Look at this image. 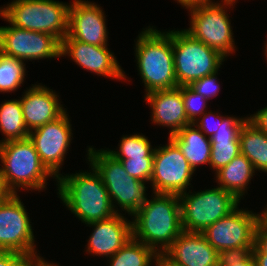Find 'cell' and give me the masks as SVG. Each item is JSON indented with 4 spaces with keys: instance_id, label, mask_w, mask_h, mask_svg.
I'll list each match as a JSON object with an SVG mask.
<instances>
[{
    "instance_id": "6da1fadb",
    "label": "cell",
    "mask_w": 267,
    "mask_h": 266,
    "mask_svg": "<svg viewBox=\"0 0 267 266\" xmlns=\"http://www.w3.org/2000/svg\"><path fill=\"white\" fill-rule=\"evenodd\" d=\"M153 194L155 197L147 199L132 215V237L163 254L183 231L180 198L176 194Z\"/></svg>"
},
{
    "instance_id": "7a4b0ae2",
    "label": "cell",
    "mask_w": 267,
    "mask_h": 266,
    "mask_svg": "<svg viewBox=\"0 0 267 266\" xmlns=\"http://www.w3.org/2000/svg\"><path fill=\"white\" fill-rule=\"evenodd\" d=\"M91 168V172L61 174L56 179L60 199L85 224L108 219L117 213L100 174Z\"/></svg>"
},
{
    "instance_id": "3957f363",
    "label": "cell",
    "mask_w": 267,
    "mask_h": 266,
    "mask_svg": "<svg viewBox=\"0 0 267 266\" xmlns=\"http://www.w3.org/2000/svg\"><path fill=\"white\" fill-rule=\"evenodd\" d=\"M169 31V32H168ZM148 27L136 39L135 54L145 92L178 87L172 49V30Z\"/></svg>"
},
{
    "instance_id": "277c9868",
    "label": "cell",
    "mask_w": 267,
    "mask_h": 266,
    "mask_svg": "<svg viewBox=\"0 0 267 266\" xmlns=\"http://www.w3.org/2000/svg\"><path fill=\"white\" fill-rule=\"evenodd\" d=\"M0 159V182L9 194H17L20 188L40 191L46 188L48 176L57 179L41 162L29 138L0 143Z\"/></svg>"
},
{
    "instance_id": "5b68a950",
    "label": "cell",
    "mask_w": 267,
    "mask_h": 266,
    "mask_svg": "<svg viewBox=\"0 0 267 266\" xmlns=\"http://www.w3.org/2000/svg\"><path fill=\"white\" fill-rule=\"evenodd\" d=\"M69 4L55 0H14L2 18L18 28L48 33L60 42L68 35Z\"/></svg>"
},
{
    "instance_id": "8992f818",
    "label": "cell",
    "mask_w": 267,
    "mask_h": 266,
    "mask_svg": "<svg viewBox=\"0 0 267 266\" xmlns=\"http://www.w3.org/2000/svg\"><path fill=\"white\" fill-rule=\"evenodd\" d=\"M90 166L100 174L114 210L116 203L131 216L147 202L145 182L129 176L122 163L110 155L107 150L88 148ZM115 205V206H114Z\"/></svg>"
},
{
    "instance_id": "52a82bcc",
    "label": "cell",
    "mask_w": 267,
    "mask_h": 266,
    "mask_svg": "<svg viewBox=\"0 0 267 266\" xmlns=\"http://www.w3.org/2000/svg\"><path fill=\"white\" fill-rule=\"evenodd\" d=\"M172 49L178 86H188L217 72L225 61V57L195 39L185 29L172 30Z\"/></svg>"
},
{
    "instance_id": "ba28073f",
    "label": "cell",
    "mask_w": 267,
    "mask_h": 266,
    "mask_svg": "<svg viewBox=\"0 0 267 266\" xmlns=\"http://www.w3.org/2000/svg\"><path fill=\"white\" fill-rule=\"evenodd\" d=\"M179 198L183 231L198 233L229 215L240 203L233 194L220 186L195 194L191 191L183 192Z\"/></svg>"
},
{
    "instance_id": "9c48e42d",
    "label": "cell",
    "mask_w": 267,
    "mask_h": 266,
    "mask_svg": "<svg viewBox=\"0 0 267 266\" xmlns=\"http://www.w3.org/2000/svg\"><path fill=\"white\" fill-rule=\"evenodd\" d=\"M221 2L222 4L211 2L190 8V28L185 30L226 58L235 52V42L229 15L225 8L229 5L233 6L236 0H222Z\"/></svg>"
},
{
    "instance_id": "30bf717a",
    "label": "cell",
    "mask_w": 267,
    "mask_h": 266,
    "mask_svg": "<svg viewBox=\"0 0 267 266\" xmlns=\"http://www.w3.org/2000/svg\"><path fill=\"white\" fill-rule=\"evenodd\" d=\"M30 223L20 197L8 194L0 203V251L38 257Z\"/></svg>"
},
{
    "instance_id": "8fae6325",
    "label": "cell",
    "mask_w": 267,
    "mask_h": 266,
    "mask_svg": "<svg viewBox=\"0 0 267 266\" xmlns=\"http://www.w3.org/2000/svg\"><path fill=\"white\" fill-rule=\"evenodd\" d=\"M168 140L165 146L154 148L150 182L154 193L181 195L191 185L195 171L178 146L170 138Z\"/></svg>"
},
{
    "instance_id": "7c38bea8",
    "label": "cell",
    "mask_w": 267,
    "mask_h": 266,
    "mask_svg": "<svg viewBox=\"0 0 267 266\" xmlns=\"http://www.w3.org/2000/svg\"><path fill=\"white\" fill-rule=\"evenodd\" d=\"M262 213L239 209L220 218L202 233L218 252L234 248L254 247L255 231Z\"/></svg>"
},
{
    "instance_id": "4fadbf2b",
    "label": "cell",
    "mask_w": 267,
    "mask_h": 266,
    "mask_svg": "<svg viewBox=\"0 0 267 266\" xmlns=\"http://www.w3.org/2000/svg\"><path fill=\"white\" fill-rule=\"evenodd\" d=\"M0 52L21 61L61 56V42L54 36L10 26L0 27Z\"/></svg>"
},
{
    "instance_id": "5bb4252c",
    "label": "cell",
    "mask_w": 267,
    "mask_h": 266,
    "mask_svg": "<svg viewBox=\"0 0 267 266\" xmlns=\"http://www.w3.org/2000/svg\"><path fill=\"white\" fill-rule=\"evenodd\" d=\"M67 111L58 119L29 132V140L33 143L41 162L58 178L59 170L71 142L72 128Z\"/></svg>"
},
{
    "instance_id": "9a60e30c",
    "label": "cell",
    "mask_w": 267,
    "mask_h": 266,
    "mask_svg": "<svg viewBox=\"0 0 267 266\" xmlns=\"http://www.w3.org/2000/svg\"><path fill=\"white\" fill-rule=\"evenodd\" d=\"M88 0H74L69 6L68 35L81 42L107 46L108 32L103 10Z\"/></svg>"
},
{
    "instance_id": "2e32d148",
    "label": "cell",
    "mask_w": 267,
    "mask_h": 266,
    "mask_svg": "<svg viewBox=\"0 0 267 266\" xmlns=\"http://www.w3.org/2000/svg\"><path fill=\"white\" fill-rule=\"evenodd\" d=\"M70 56L78 66L91 73L126 80L124 71L107 46L90 45L67 35L61 42V56Z\"/></svg>"
},
{
    "instance_id": "e0dca14e",
    "label": "cell",
    "mask_w": 267,
    "mask_h": 266,
    "mask_svg": "<svg viewBox=\"0 0 267 266\" xmlns=\"http://www.w3.org/2000/svg\"><path fill=\"white\" fill-rule=\"evenodd\" d=\"M163 255L177 266H218V251L203 233L182 231Z\"/></svg>"
},
{
    "instance_id": "ac0fdd59",
    "label": "cell",
    "mask_w": 267,
    "mask_h": 266,
    "mask_svg": "<svg viewBox=\"0 0 267 266\" xmlns=\"http://www.w3.org/2000/svg\"><path fill=\"white\" fill-rule=\"evenodd\" d=\"M87 226L94 229L86 251L96 256L111 257L132 238V222L121 213L105 220L88 223Z\"/></svg>"
},
{
    "instance_id": "d6986e66",
    "label": "cell",
    "mask_w": 267,
    "mask_h": 266,
    "mask_svg": "<svg viewBox=\"0 0 267 266\" xmlns=\"http://www.w3.org/2000/svg\"><path fill=\"white\" fill-rule=\"evenodd\" d=\"M20 98L25 124L29 131L61 117L66 110L52 89L32 85Z\"/></svg>"
},
{
    "instance_id": "ffe728a7",
    "label": "cell",
    "mask_w": 267,
    "mask_h": 266,
    "mask_svg": "<svg viewBox=\"0 0 267 266\" xmlns=\"http://www.w3.org/2000/svg\"><path fill=\"white\" fill-rule=\"evenodd\" d=\"M144 97L152 109V123L170 128L169 137L191 124L185 113L181 86L152 91Z\"/></svg>"
},
{
    "instance_id": "44dd1931",
    "label": "cell",
    "mask_w": 267,
    "mask_h": 266,
    "mask_svg": "<svg viewBox=\"0 0 267 266\" xmlns=\"http://www.w3.org/2000/svg\"><path fill=\"white\" fill-rule=\"evenodd\" d=\"M247 120L248 117L225 116L222 122H219L217 132L210 139V166L214 171L217 172L240 154L239 133Z\"/></svg>"
},
{
    "instance_id": "7402d4cb",
    "label": "cell",
    "mask_w": 267,
    "mask_h": 266,
    "mask_svg": "<svg viewBox=\"0 0 267 266\" xmlns=\"http://www.w3.org/2000/svg\"><path fill=\"white\" fill-rule=\"evenodd\" d=\"M169 138L178 146L194 171L200 164L210 165L211 140L193 123L186 125Z\"/></svg>"
},
{
    "instance_id": "603a6c76",
    "label": "cell",
    "mask_w": 267,
    "mask_h": 266,
    "mask_svg": "<svg viewBox=\"0 0 267 266\" xmlns=\"http://www.w3.org/2000/svg\"><path fill=\"white\" fill-rule=\"evenodd\" d=\"M254 173L253 164L240 153L229 164L218 170L215 175L221 188L241 200Z\"/></svg>"
},
{
    "instance_id": "cb8c5ba5",
    "label": "cell",
    "mask_w": 267,
    "mask_h": 266,
    "mask_svg": "<svg viewBox=\"0 0 267 266\" xmlns=\"http://www.w3.org/2000/svg\"><path fill=\"white\" fill-rule=\"evenodd\" d=\"M240 153L252 164L254 169L267 172V134L247 120L239 133Z\"/></svg>"
},
{
    "instance_id": "d4e9b609",
    "label": "cell",
    "mask_w": 267,
    "mask_h": 266,
    "mask_svg": "<svg viewBox=\"0 0 267 266\" xmlns=\"http://www.w3.org/2000/svg\"><path fill=\"white\" fill-rule=\"evenodd\" d=\"M0 130L5 136L0 143L28 138L30 131L24 121L20 99L8 100L0 105Z\"/></svg>"
},
{
    "instance_id": "484cf974",
    "label": "cell",
    "mask_w": 267,
    "mask_h": 266,
    "mask_svg": "<svg viewBox=\"0 0 267 266\" xmlns=\"http://www.w3.org/2000/svg\"><path fill=\"white\" fill-rule=\"evenodd\" d=\"M157 255L152 248L132 237L109 257V266H150Z\"/></svg>"
},
{
    "instance_id": "4316f807",
    "label": "cell",
    "mask_w": 267,
    "mask_h": 266,
    "mask_svg": "<svg viewBox=\"0 0 267 266\" xmlns=\"http://www.w3.org/2000/svg\"><path fill=\"white\" fill-rule=\"evenodd\" d=\"M25 71L24 61L0 52V92H12L20 88L26 76Z\"/></svg>"
},
{
    "instance_id": "83f0119b",
    "label": "cell",
    "mask_w": 267,
    "mask_h": 266,
    "mask_svg": "<svg viewBox=\"0 0 267 266\" xmlns=\"http://www.w3.org/2000/svg\"><path fill=\"white\" fill-rule=\"evenodd\" d=\"M119 151L109 150L107 152L115 159H131V157H154V149L144 135L134 134L123 136L118 147Z\"/></svg>"
},
{
    "instance_id": "f1b7e54d",
    "label": "cell",
    "mask_w": 267,
    "mask_h": 266,
    "mask_svg": "<svg viewBox=\"0 0 267 266\" xmlns=\"http://www.w3.org/2000/svg\"><path fill=\"white\" fill-rule=\"evenodd\" d=\"M153 159L154 157H131V159L116 160L122 163L129 176L143 182H148L153 173Z\"/></svg>"
},
{
    "instance_id": "f546056e",
    "label": "cell",
    "mask_w": 267,
    "mask_h": 266,
    "mask_svg": "<svg viewBox=\"0 0 267 266\" xmlns=\"http://www.w3.org/2000/svg\"><path fill=\"white\" fill-rule=\"evenodd\" d=\"M253 247L234 248L218 252V266H256Z\"/></svg>"
},
{
    "instance_id": "4dcf8cb0",
    "label": "cell",
    "mask_w": 267,
    "mask_h": 266,
    "mask_svg": "<svg viewBox=\"0 0 267 266\" xmlns=\"http://www.w3.org/2000/svg\"><path fill=\"white\" fill-rule=\"evenodd\" d=\"M181 94L186 116L191 123H194L199 116L206 112L205 108L208 100L196 93L189 85L181 86Z\"/></svg>"
},
{
    "instance_id": "1f68e13d",
    "label": "cell",
    "mask_w": 267,
    "mask_h": 266,
    "mask_svg": "<svg viewBox=\"0 0 267 266\" xmlns=\"http://www.w3.org/2000/svg\"><path fill=\"white\" fill-rule=\"evenodd\" d=\"M216 74H218V71L192 82L189 86L207 100L216 97L220 90Z\"/></svg>"
},
{
    "instance_id": "d6a6232c",
    "label": "cell",
    "mask_w": 267,
    "mask_h": 266,
    "mask_svg": "<svg viewBox=\"0 0 267 266\" xmlns=\"http://www.w3.org/2000/svg\"><path fill=\"white\" fill-rule=\"evenodd\" d=\"M218 112L215 114L213 112L204 113L201 117L197 118V120L193 123L206 137L207 134L209 135L208 138H212V136L217 132V129L219 128V122H222L224 116L221 114H218ZM210 116L215 118L217 121L214 124H211V122H208ZM201 119V120H200ZM212 120V118H211ZM214 120V119H213ZM199 123V124H198Z\"/></svg>"
},
{
    "instance_id": "836d02e7",
    "label": "cell",
    "mask_w": 267,
    "mask_h": 266,
    "mask_svg": "<svg viewBox=\"0 0 267 266\" xmlns=\"http://www.w3.org/2000/svg\"><path fill=\"white\" fill-rule=\"evenodd\" d=\"M252 254H267V222L263 218L256 227Z\"/></svg>"
},
{
    "instance_id": "e575fe53",
    "label": "cell",
    "mask_w": 267,
    "mask_h": 266,
    "mask_svg": "<svg viewBox=\"0 0 267 266\" xmlns=\"http://www.w3.org/2000/svg\"><path fill=\"white\" fill-rule=\"evenodd\" d=\"M31 258L17 252L0 251V266H27Z\"/></svg>"
},
{
    "instance_id": "d590c367",
    "label": "cell",
    "mask_w": 267,
    "mask_h": 266,
    "mask_svg": "<svg viewBox=\"0 0 267 266\" xmlns=\"http://www.w3.org/2000/svg\"><path fill=\"white\" fill-rule=\"evenodd\" d=\"M248 120L252 122L259 130L267 134V106L260 109L257 113L250 115Z\"/></svg>"
},
{
    "instance_id": "8d00e7d4",
    "label": "cell",
    "mask_w": 267,
    "mask_h": 266,
    "mask_svg": "<svg viewBox=\"0 0 267 266\" xmlns=\"http://www.w3.org/2000/svg\"><path fill=\"white\" fill-rule=\"evenodd\" d=\"M176 1H178L183 7H186V9H190L192 7L212 2V0H176Z\"/></svg>"
},
{
    "instance_id": "74e56055",
    "label": "cell",
    "mask_w": 267,
    "mask_h": 266,
    "mask_svg": "<svg viewBox=\"0 0 267 266\" xmlns=\"http://www.w3.org/2000/svg\"><path fill=\"white\" fill-rule=\"evenodd\" d=\"M27 266H58L45 261L40 255L35 258H31Z\"/></svg>"
},
{
    "instance_id": "f35d334b",
    "label": "cell",
    "mask_w": 267,
    "mask_h": 266,
    "mask_svg": "<svg viewBox=\"0 0 267 266\" xmlns=\"http://www.w3.org/2000/svg\"><path fill=\"white\" fill-rule=\"evenodd\" d=\"M155 261L156 266H177L169 261L163 254H158Z\"/></svg>"
},
{
    "instance_id": "ab89813d",
    "label": "cell",
    "mask_w": 267,
    "mask_h": 266,
    "mask_svg": "<svg viewBox=\"0 0 267 266\" xmlns=\"http://www.w3.org/2000/svg\"><path fill=\"white\" fill-rule=\"evenodd\" d=\"M256 266H267V254H253Z\"/></svg>"
},
{
    "instance_id": "60d3db41",
    "label": "cell",
    "mask_w": 267,
    "mask_h": 266,
    "mask_svg": "<svg viewBox=\"0 0 267 266\" xmlns=\"http://www.w3.org/2000/svg\"><path fill=\"white\" fill-rule=\"evenodd\" d=\"M9 193L6 191L5 187L0 182V203L7 197Z\"/></svg>"
},
{
    "instance_id": "b9f144b4",
    "label": "cell",
    "mask_w": 267,
    "mask_h": 266,
    "mask_svg": "<svg viewBox=\"0 0 267 266\" xmlns=\"http://www.w3.org/2000/svg\"><path fill=\"white\" fill-rule=\"evenodd\" d=\"M264 210L265 211L262 212V218L267 222V207Z\"/></svg>"
},
{
    "instance_id": "7bdbcfd3",
    "label": "cell",
    "mask_w": 267,
    "mask_h": 266,
    "mask_svg": "<svg viewBox=\"0 0 267 266\" xmlns=\"http://www.w3.org/2000/svg\"><path fill=\"white\" fill-rule=\"evenodd\" d=\"M265 56L267 57V42L265 43Z\"/></svg>"
},
{
    "instance_id": "ee69618b",
    "label": "cell",
    "mask_w": 267,
    "mask_h": 266,
    "mask_svg": "<svg viewBox=\"0 0 267 266\" xmlns=\"http://www.w3.org/2000/svg\"><path fill=\"white\" fill-rule=\"evenodd\" d=\"M2 13H3L2 8H0V17H2Z\"/></svg>"
}]
</instances>
